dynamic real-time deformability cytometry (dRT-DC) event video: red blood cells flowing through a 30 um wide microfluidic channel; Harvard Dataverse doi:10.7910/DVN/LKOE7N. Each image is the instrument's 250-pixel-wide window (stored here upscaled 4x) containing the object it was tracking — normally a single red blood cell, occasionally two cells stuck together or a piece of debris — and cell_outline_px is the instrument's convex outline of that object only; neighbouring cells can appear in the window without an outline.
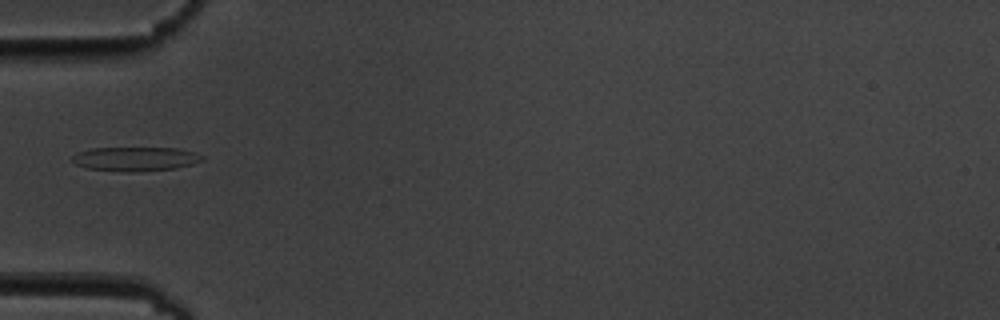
{"species": "common noctule bat (a hibernating species)", "species_latin": "Nyctalus noctula", "temperature_condition": "cold", "stored_images_in_passage": 1, "camera_frame_rate_fps": 3000, "um_per_image_px": 0.085, "animal": {"sex": "male", "body_mass_g": 19.5, "forearm_length_mm": 54.6}, "frame": {"image": 1, "passage_image": 1, "time_ms": 0.0, "image_size_px": [1000, 320], "cell_outline_px": [[204, 160], [192, 164], [176, 168], [128, 172], [84, 168], [76, 164], [72, 160], [72, 156], [80, 152], [92, 148], [176, 148], [192, 152], [204, 156]], "centroid_in_image_um": [11.5, 13.51], "position_along_channel_um": 73.5, "area_um2": 18.09}}